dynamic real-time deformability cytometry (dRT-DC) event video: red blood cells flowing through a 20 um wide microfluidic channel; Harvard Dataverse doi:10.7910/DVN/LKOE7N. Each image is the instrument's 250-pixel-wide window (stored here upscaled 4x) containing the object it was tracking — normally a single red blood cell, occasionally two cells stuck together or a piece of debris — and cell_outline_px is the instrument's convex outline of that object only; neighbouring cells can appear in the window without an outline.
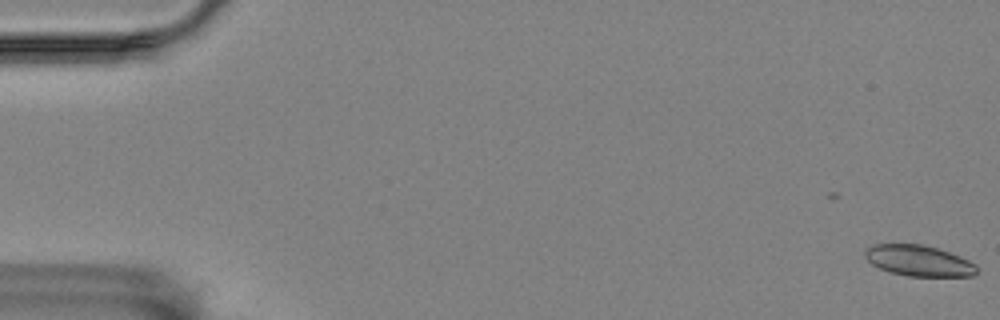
{"species": "Egyptian fruit bat (a non-hibernating species)", "species_latin": "Rousettus aegyptiacus", "temperature_condition": "room temperature", "stored_images_in_passage": 10, "camera_frame_rate_fps": 3000, "um_per_image_px": 0.085, "animal": {"sex": "female"}, "frame": {"image": 1, "passage_image": 1, "time_ms": 0.0, "image_size_px": [1000, 320], "cell_outline_px": [[976, 272], [972, 276], [908, 276], [892, 272], [880, 268], [872, 264], [864, 256], [864, 252], [872, 244], [920, 244], [936, 248], [960, 256], [976, 264]], "centroid_in_image_um": [78.08, 22.15], "position_along_channel_um": 6.9, "area_um2": 19.88}}